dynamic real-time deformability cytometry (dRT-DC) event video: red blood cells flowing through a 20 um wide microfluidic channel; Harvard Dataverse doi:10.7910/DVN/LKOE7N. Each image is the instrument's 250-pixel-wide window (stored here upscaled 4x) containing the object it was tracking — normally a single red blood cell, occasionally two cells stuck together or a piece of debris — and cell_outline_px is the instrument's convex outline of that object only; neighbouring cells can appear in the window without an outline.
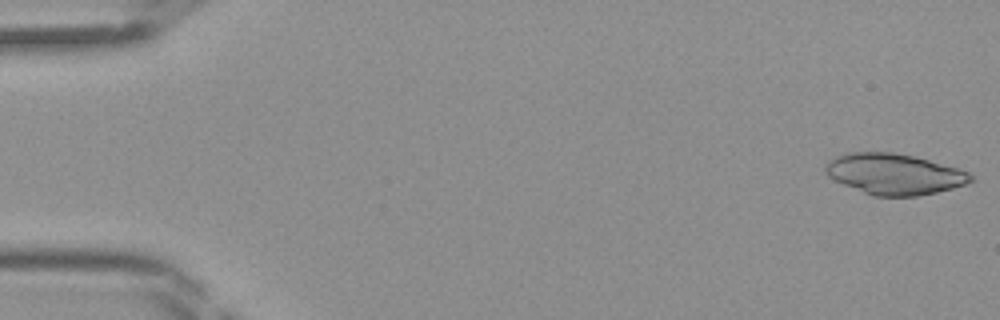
{"species": "Egyptian fruit bat (a non-hibernating species)", "species_latin": "Rousettus aegyptiacus", "temperature_condition": "room temperature", "stored_images_in_passage": 14, "camera_frame_rate_fps": 3000, "um_per_image_px": 0.085, "frame": {"image": 1, "passage_image": 1, "time_ms": 0.0, "image_size_px": [1000, 320], "cell_outline_px": [[972, 180], [964, 184], [952, 188], [936, 192], [916, 196], [872, 196], [844, 184], [828, 176], [824, 172], [824, 164], [828, 160], [844, 152], [892, 152], [916, 156], [956, 168], [968, 172], [972, 176]], "centroid_in_image_um": [75.95, 14.78], "position_along_channel_um": 9.1, "area_um2": 34.51}}